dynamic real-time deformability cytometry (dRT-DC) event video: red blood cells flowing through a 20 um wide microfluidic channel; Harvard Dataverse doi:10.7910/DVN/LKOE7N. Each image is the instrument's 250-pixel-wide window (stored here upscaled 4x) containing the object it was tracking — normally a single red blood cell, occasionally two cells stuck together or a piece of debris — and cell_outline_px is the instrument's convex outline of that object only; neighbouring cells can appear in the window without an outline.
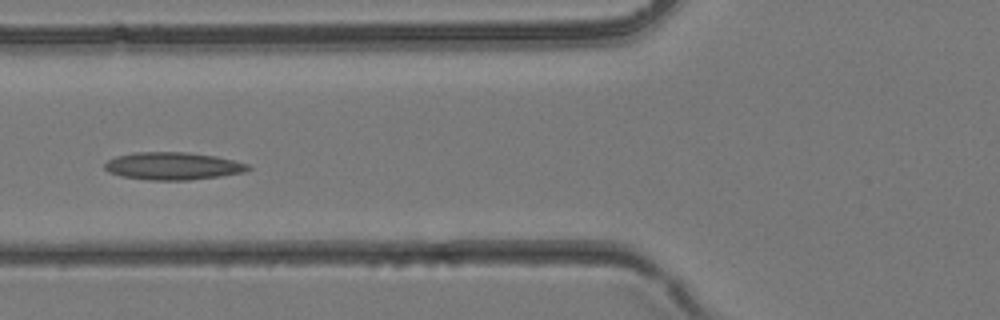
{"species": "common noctule bat (a hibernating species)", "species_latin": "Nyctalus noctula", "temperature_condition": "room temperature", "stored_images_in_passage": 38, "segment_of_instrument_passage": [1, 2], "camera_frame_rate_fps": 3000, "um_per_image_px": 0.085, "animal": {"sex": "female", "body_mass_g": 24.6, "forearm_length_mm": 56.2}, "frame": {"image": 1, "passage_image": 13, "time_ms": 4.0, "image_size_px": [1000, 320], "cell_outline_px": [[252, 168], [244, 172], [220, 176], [188, 180], [148, 180], [120, 176], [108, 172], [104, 168], [104, 164], [108, 160], [116, 156], [132, 152], [188, 152], [216, 156], [248, 164]], "centroid_in_image_um": [14.66, 14.11], "position_along_channel_um": 111.1, "area_um2": 23.12}}
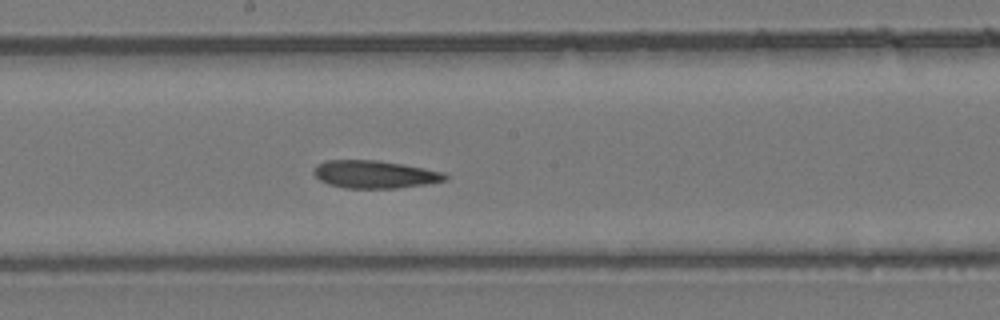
{"frame": {"image": 2, "passage_image": 19, "time_ms": 6.0, "image_size_px": [1000, 320], "cell_outline_px": [[448, 180], [428, 184], [396, 188], [344, 188], [328, 184], [320, 180], [312, 172], [316, 164], [324, 160], [376, 160], [424, 168], [444, 172], [448, 176]], "centroid_in_image_um": [31.84, 14.82], "position_along_channel_um": 216.4, "area_um2": 21.33}}
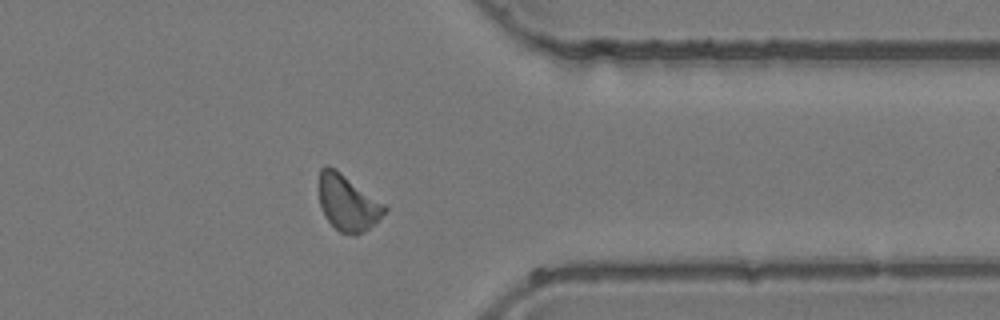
{"frame": {"image": 3, "passage_image": 29, "time_ms": 9.333, "image_size_px": [1000, 320], "cell_outline_px": [[388, 208], [368, 228], [356, 236], [340, 232], [324, 216], [320, 204], [320, 168], [324, 164], [328, 164], [336, 168], [388, 204]], "centroid_in_image_um": [29.57, 17.19], "position_along_channel_um": 381.8, "area_um2": 21.62}}